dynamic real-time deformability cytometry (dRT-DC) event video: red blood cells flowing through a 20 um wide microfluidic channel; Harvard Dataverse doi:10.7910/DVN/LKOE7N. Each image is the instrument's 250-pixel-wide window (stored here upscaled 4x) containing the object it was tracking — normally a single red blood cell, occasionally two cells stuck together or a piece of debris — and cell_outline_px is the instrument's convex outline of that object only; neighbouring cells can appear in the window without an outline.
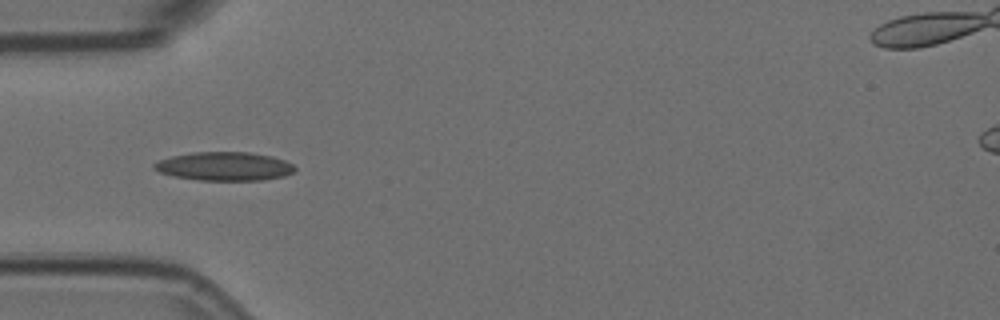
{"species": "Egyptian fruit bat (a non-hibernating species)", "species_latin": "Rousettus aegyptiacus", "temperature_condition": "room temperature", "stored_images_in_passage": 16, "camera_frame_rate_fps": 3000, "um_per_image_px": 0.085, "animal": {"sex": "female"}, "frame": {"image": 1, "passage_image": 5, "time_ms": 1.333, "image_size_px": [1000, 320], "cell_outline_px": [[296, 168], [292, 172], [284, 176], [264, 180], [200, 180], [172, 176], [160, 172], [152, 168], [152, 164], [160, 160], [172, 156], [192, 152], [248, 152], [272, 156], [284, 160], [292, 164]], "centroid_in_image_um": [19.06, 14.13], "position_along_channel_um": 65.9, "area_um2": 23.47}}
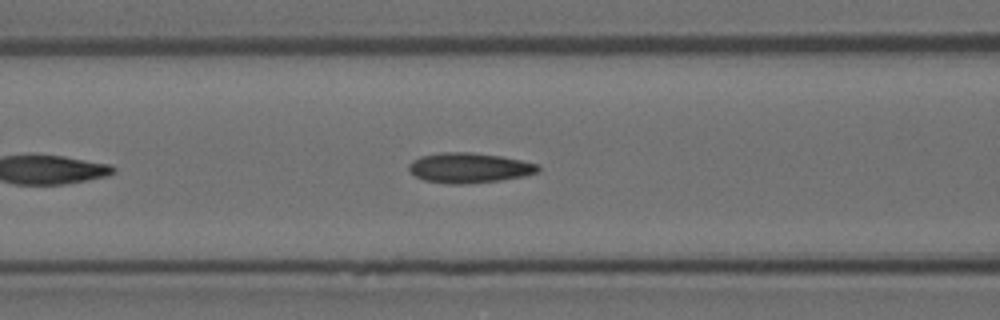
{"frame": {"image": 2, "passage_image": 10, "time_ms": 3.0, "image_size_px": [1000, 320], "cell_outline_px": [[540, 168], [536, 172], [524, 176], [500, 180], [464, 184], [448, 184], [424, 180], [416, 176], [408, 168], [408, 164], [412, 160], [420, 156], [440, 152], [472, 152], [500, 156], [520, 160], [536, 164]], "centroid_in_image_um": [39.83, 14.26], "position_along_channel_um": 126.8, "area_um2": 22.54}}